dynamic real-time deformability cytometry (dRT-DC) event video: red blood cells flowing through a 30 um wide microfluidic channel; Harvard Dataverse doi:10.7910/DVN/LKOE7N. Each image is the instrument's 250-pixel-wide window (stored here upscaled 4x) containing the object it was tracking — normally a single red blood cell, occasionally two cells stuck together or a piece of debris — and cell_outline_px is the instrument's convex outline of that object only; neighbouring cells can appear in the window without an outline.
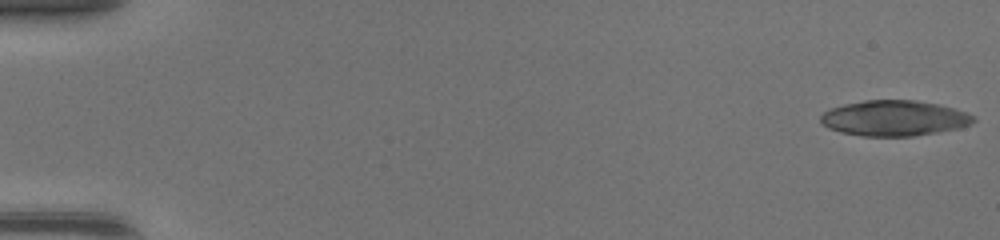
{"species": "common noctule bat (a hibernating species)", "species_latin": "Nyctalus noctula", "temperature_condition": "warm", "stored_images_in_passage": 49, "camera_frame_rate_fps": 3000, "um_per_image_px": 0.085, "animal": {"sex": "female", "body_mass_g": 17.0, "forearm_length_mm": 48.0}, "frame": {"image": 1, "passage_image": 1, "time_ms": 0.0, "image_size_px": [1000, 240], "cell_outline_px": [[976, 120], [972, 124], [960, 128], [912, 136], [864, 136], [840, 132], [828, 128], [820, 120], [820, 116], [824, 112], [832, 108], [844, 104], [864, 100], [916, 100], [936, 104], [952, 108], [976, 116]], "centroid_in_image_um": [76.02, 10.04], "position_along_channel_um": 9.0, "area_um2": 31.5}}
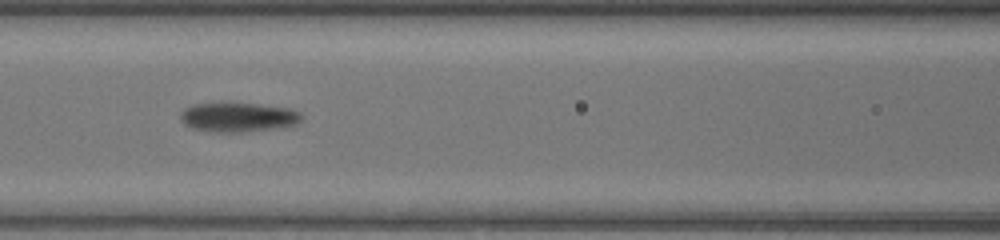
{"frame": {"image": 2, "passage_image": 23, "time_ms": 7.333, "image_size_px": [1000, 240], "cell_outline_px": [[300, 120], [296, 124], [284, 128], [244, 132], [212, 132], [192, 128], [184, 124], [180, 120], [180, 112], [184, 108], [196, 104], [256, 104], [288, 108], [300, 112]], "centroid_in_image_um": [20.23, 9.99], "position_along_channel_um": 146.4, "area_um2": 20.63}}
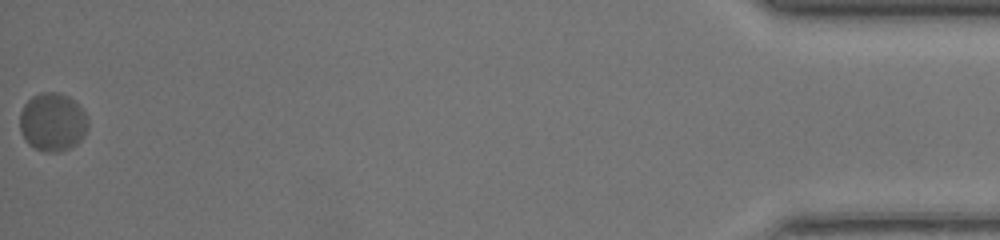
{"frame": {"image": 3, "passage_image": 49, "time_ms": 16.0, "image_size_px": [1000, 240], "cell_outline_px": [[88, 124], [84, 136], [76, 144], [68, 148], [56, 152], [44, 152], [28, 144], [24, 140], [20, 132], [20, 112], [24, 104], [32, 96], [40, 92], [56, 92], [68, 96], [84, 112], [88, 120]], "centroid_in_image_um": [4.44, 10.38], "position_along_channel_um": 430.8, "area_um2": 23.12}}